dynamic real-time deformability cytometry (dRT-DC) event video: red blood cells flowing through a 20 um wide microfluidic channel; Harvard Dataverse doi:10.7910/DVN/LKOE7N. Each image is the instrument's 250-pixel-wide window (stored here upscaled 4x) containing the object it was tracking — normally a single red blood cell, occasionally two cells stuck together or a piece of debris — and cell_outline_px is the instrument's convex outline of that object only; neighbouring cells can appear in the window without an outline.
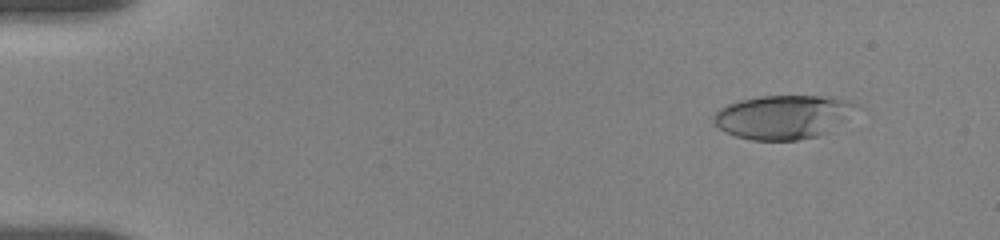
{"species": "human", "species_latin": "Homo sapiens", "temperature_condition": "room temperature", "stored_images_in_passage": 24, "camera_frame_rate_fps": 3000, "um_per_image_px": 0.085, "donor": {"sex": "female"}, "frame": {"image": 1, "passage_image": 6, "time_ms": 1.667, "image_size_px": [1000, 240], "cell_outline_px": [[860, 104], [824, 132], [816, 136], [796, 140], [752, 140], [736, 136], [720, 128], [712, 120], [716, 112], [720, 108], [728, 104], [740, 100], [760, 96], [820, 96], [848, 100]], "centroid_in_image_um": [66.46, 9.92], "position_along_channel_um": 18.5, "area_um2": 35.32}}
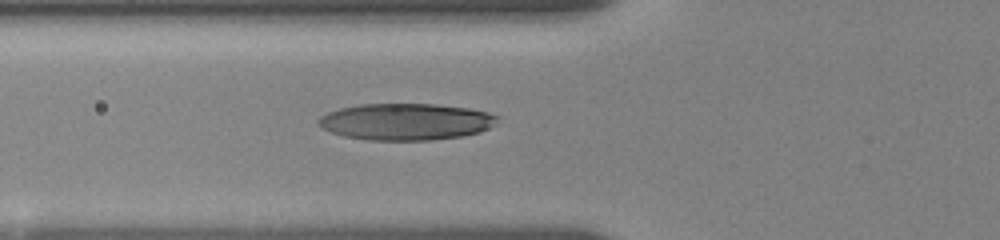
{"frame": {"image": 2, "passage_image": 21, "time_ms": 6.667, "image_size_px": [1000, 240], "cell_outline_px": [[500, 116], [488, 128], [480, 132], [464, 136], [432, 140], [368, 140], [344, 136], [332, 132], [316, 124], [316, 120], [320, 116], [328, 112], [340, 108], [360, 104], [436, 104], [468, 108], [488, 112]], "centroid_in_image_um": [34.48, 10.34], "position_along_channel_um": 91.3, "area_um2": 38.32}}
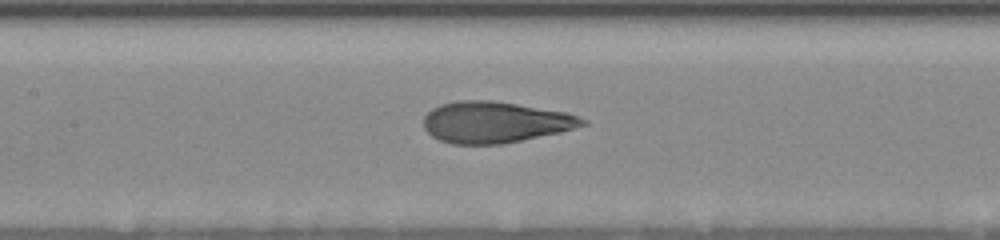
{"frame": {"image": 3, "passage_image": 24, "time_ms": 8.667, "image_size_px": [1000, 240], "cell_outline_px": [[588, 124], [560, 132], [500, 144], [452, 144], [440, 140], [432, 136], [424, 128], [424, 116], [432, 108], [440, 104], [456, 100], [492, 100], [568, 112], [588, 120]], "centroid_in_image_um": [42.08, 10.37], "position_along_channel_um": 165.3, "area_um2": 38.21}}